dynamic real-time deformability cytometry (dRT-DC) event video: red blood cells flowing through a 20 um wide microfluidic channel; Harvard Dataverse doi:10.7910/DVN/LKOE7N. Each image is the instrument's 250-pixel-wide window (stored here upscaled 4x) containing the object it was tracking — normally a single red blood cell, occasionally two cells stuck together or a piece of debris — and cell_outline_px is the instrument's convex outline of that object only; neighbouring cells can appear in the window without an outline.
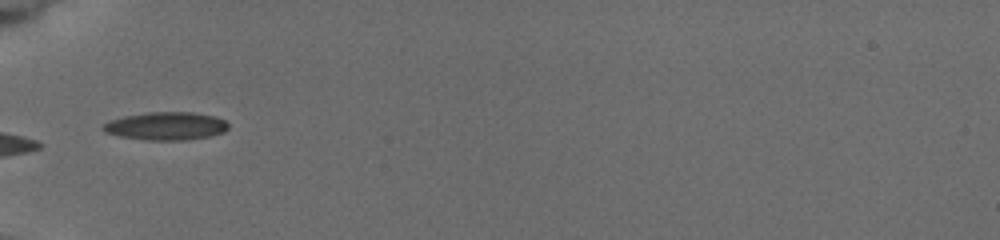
{"species": "common noctule bat (a hibernating species)", "species_latin": "Nyctalus noctula", "temperature_condition": "cold", "stored_images_in_passage": 12, "camera_frame_rate_fps": 3000, "um_per_image_px": 0.085, "animal": {"sex": "female", "body_mass_g": 19.5, "forearm_length_mm": 54.1}, "frame": {"image": 1, "passage_image": 1, "time_ms": 0.0, "image_size_px": [1000, 240], "cell_outline_px": [[228, 128], [224, 132], [208, 136], [184, 140], [144, 140], [120, 136], [104, 132], [100, 128], [100, 124], [108, 120], [124, 116], [148, 112], [192, 112], [212, 116], [224, 120], [228, 124]], "centroid_in_image_um": [14.03, 10.71], "position_along_channel_um": 71.0, "area_um2": 20.52}}
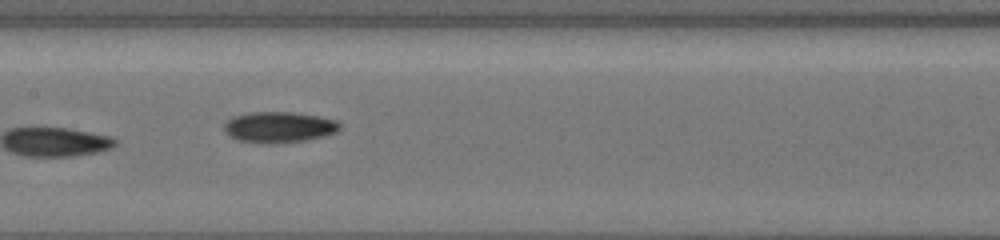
{"frame": {"image": 2, "passage_image": 4, "time_ms": 3.0, "image_size_px": [1000, 240], "cell_outline_px": [[340, 128], [336, 132], [324, 136], [308, 140], [276, 144], [268, 144], [236, 140], [228, 136], [224, 128], [224, 124], [232, 116], [252, 112], [292, 112], [316, 116], [336, 120], [340, 124]], "centroid_in_image_um": [23.69, 10.82], "position_along_channel_um": 183.7, "area_um2": 20.98}}
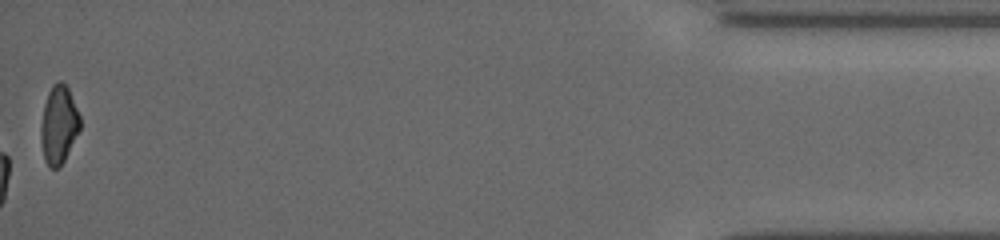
{"frame": {"image": 3, "passage_image": 12, "time_ms": 11.333, "image_size_px": [1000, 240], "cell_outline_px": [[80, 128], [64, 160], [56, 168], [52, 168], [44, 160], [40, 136], [40, 128], [44, 104], [48, 92], [52, 84], [60, 80], [68, 88], [80, 116]], "centroid_in_image_um": [4.98, 10.57], "position_along_channel_um": 430.2, "area_um2": 17.57}, "authors_computed_cell_mechanics": {"area_um2": 19.0451, "velocity_mm_per_s": 3.8865, "shape_relaxation_time_tau1_ms": 1.8573, "shape_relaxation_time_tau2_ms": 5.1554, "deformation_change_tau1": 0.1017, "deformation_change_tau2": 0.1326}}